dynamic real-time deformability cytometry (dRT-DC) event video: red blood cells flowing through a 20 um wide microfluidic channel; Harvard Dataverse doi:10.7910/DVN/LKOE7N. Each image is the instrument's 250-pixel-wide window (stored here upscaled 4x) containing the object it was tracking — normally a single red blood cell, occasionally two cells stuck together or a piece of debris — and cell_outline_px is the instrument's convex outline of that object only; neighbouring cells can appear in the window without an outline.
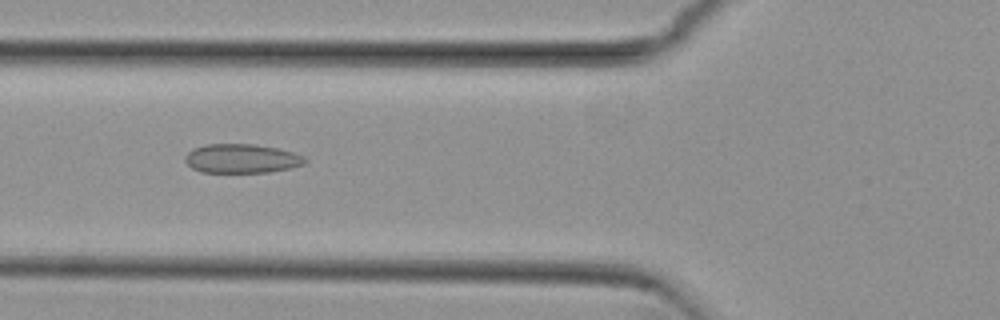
{"species": "common noctule bat (a hibernating species)", "species_latin": "Nyctalus noctula", "temperature_condition": "cold", "stored_images_in_passage": 52, "camera_frame_rate_fps": 3000, "um_per_image_px": 0.085, "animal": {"sex": "female", "body_mass_g": 29.2, "forearm_length_mm": 56.3}, "frame": {"image": 1, "passage_image": 19, "time_ms": 6.0, "image_size_px": [1000, 320], "cell_outline_px": [[308, 160], [304, 164], [272, 172], [200, 172], [192, 168], [184, 160], [184, 156], [192, 148], [204, 144], [256, 144], [276, 148], [292, 152], [304, 156]], "centroid_in_image_um": [20.51, 13.47], "position_along_channel_um": 105.3, "area_um2": 20.4}}
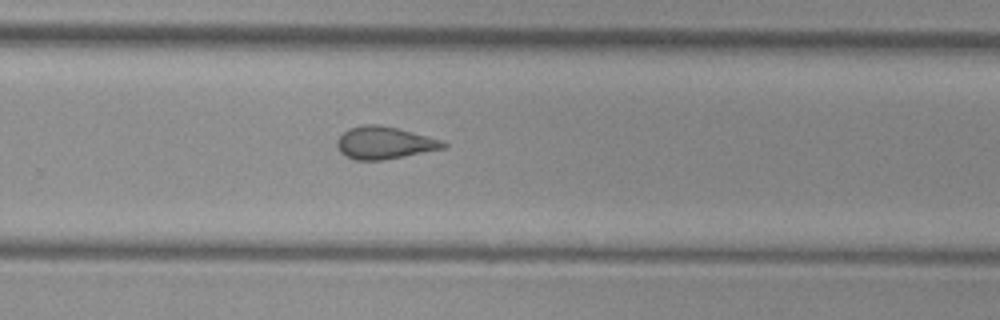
{"frame": {"image": 2, "passage_image": 34, "time_ms": 11.0, "image_size_px": [1000, 320], "cell_outline_px": [[448, 144], [444, 148], [404, 156], [380, 160], [356, 160], [344, 156], [340, 152], [336, 144], [336, 140], [348, 128], [364, 124], [380, 124], [444, 140]], "centroid_in_image_um": [32.65, 12.13], "position_along_channel_um": 297.1, "area_um2": 20.06}}
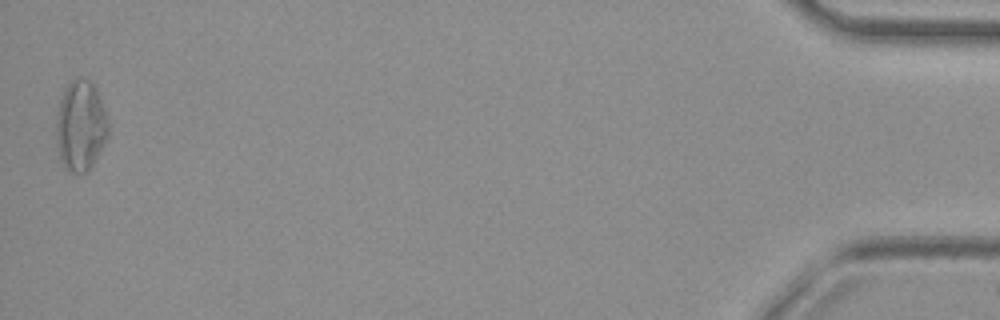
{"frame": {"image": 3, "passage_image": 52, "time_ms": 17.0, "image_size_px": [1000, 320], "cell_outline_px": [[108, 136], [92, 164], [84, 172], [64, 172], [60, 160], [56, 144], [56, 116], [60, 100], [64, 88], [76, 76], [84, 76], [96, 88], [104, 108], [108, 120]], "centroid_in_image_um": [6.82, 10.67], "position_along_channel_um": 428.4, "area_um2": 27.69}, "authors_computed_cell_mechanics": {"area_um2": 21.0103, "velocity_mm_per_s": 3.838, "shape_relaxation_time_tau1_ms": null, "shape_relaxation_time_tau2_ms": 2.266, "deformation_change_tau1": null, "deformation_change_tau2": 0.0949}}